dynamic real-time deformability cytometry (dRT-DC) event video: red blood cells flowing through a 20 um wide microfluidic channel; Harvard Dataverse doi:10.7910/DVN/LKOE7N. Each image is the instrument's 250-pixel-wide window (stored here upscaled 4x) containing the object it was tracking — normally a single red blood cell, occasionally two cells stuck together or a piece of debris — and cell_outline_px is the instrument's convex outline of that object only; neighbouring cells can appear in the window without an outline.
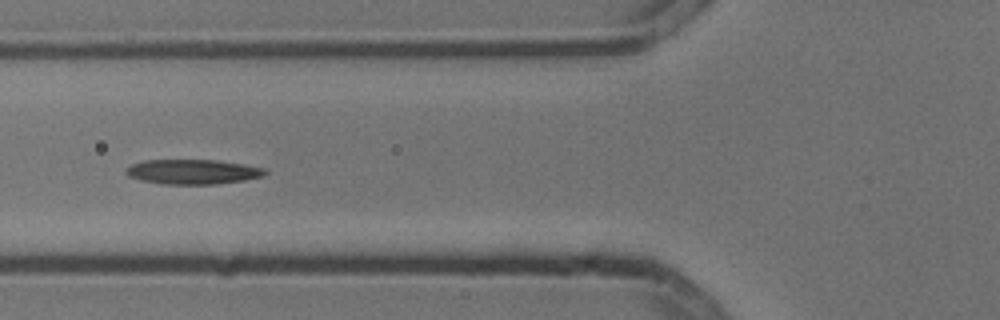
{"species": "common noctule bat (a hibernating species)", "species_latin": "Nyctalus noctula", "temperature_condition": "cold", "stored_images_in_passage": 7, "camera_frame_rate_fps": 3000, "um_per_image_px": 0.085, "animal": {"sex": "male", "body_mass_g": 13.3}, "frame": {"image": 1, "passage_image": 5, "time_ms": 1.333, "image_size_px": [1000, 320], "cell_outline_px": [[268, 172], [264, 176], [244, 180], [216, 184], [160, 184], [140, 180], [128, 176], [124, 172], [132, 164], [144, 160], [216, 160], [244, 164], [264, 168]], "centroid_in_image_um": [16.39, 14.6], "position_along_channel_um": 109.4, "area_um2": 20.11}}
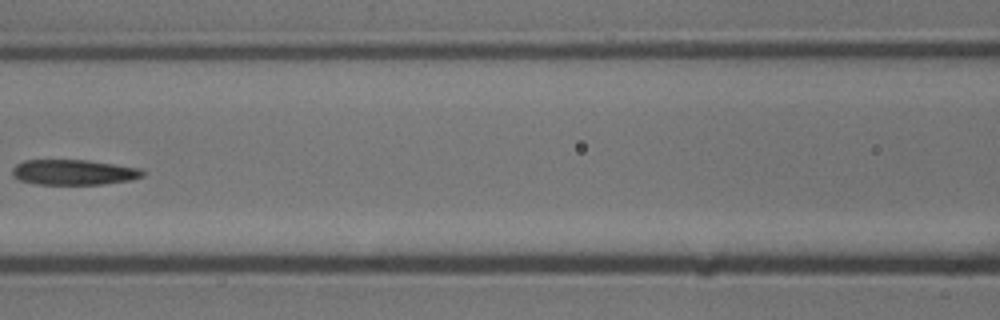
{"frame": {"image": 2, "passage_image": 6, "time_ms": 1.667, "image_size_px": [1000, 320], "cell_outline_px": [[144, 176], [132, 180], [104, 184], [36, 184], [20, 180], [12, 176], [12, 168], [16, 164], [24, 160], [88, 160], [144, 168]], "centroid_in_image_um": [6.31, 14.63], "position_along_channel_um": 160.3, "area_um2": 19.48}}
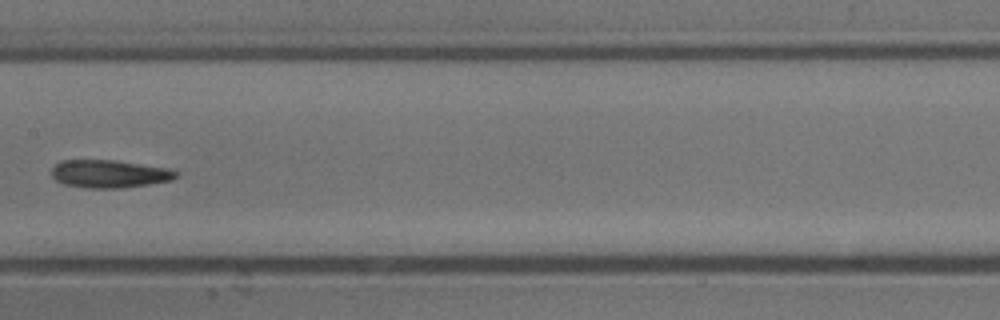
{"frame": {"image": 3, "passage_image": 7, "time_ms": 2.0, "image_size_px": [1000, 320], "cell_outline_px": [[180, 172], [172, 180], [148, 184], [120, 188], [88, 188], [64, 184], [56, 180], [52, 176], [52, 168], [60, 160], [112, 160], [164, 168]], "centroid_in_image_um": [9.25, 14.78], "position_along_channel_um": 198.2, "area_um2": 19.88}}